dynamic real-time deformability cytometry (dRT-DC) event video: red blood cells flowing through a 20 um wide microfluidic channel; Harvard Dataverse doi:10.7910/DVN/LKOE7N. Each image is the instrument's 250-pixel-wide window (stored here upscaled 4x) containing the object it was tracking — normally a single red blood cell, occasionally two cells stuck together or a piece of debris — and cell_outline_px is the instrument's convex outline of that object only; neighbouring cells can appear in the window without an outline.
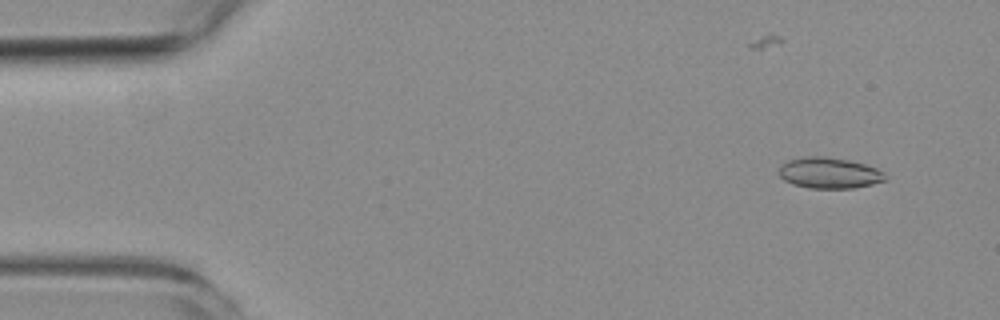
{"species": "common noctule bat (a hibernating species)", "species_latin": "Nyctalus noctula", "temperature_condition": "room temperature", "stored_images_in_passage": 5, "camera_frame_rate_fps": 3000, "um_per_image_px": 0.085, "animal": {"sex": "female", "body_mass_g": 19.3, "forearm_length_mm": 54.1}, "frame": {"image": 1, "passage_image": 2, "time_ms": 1.333, "image_size_px": [1000, 320], "cell_outline_px": [[888, 180], [856, 188], [808, 188], [792, 184], [784, 180], [780, 176], [780, 164], [788, 160], [804, 156], [824, 156], [848, 160], [864, 164], [876, 168], [884, 172], [888, 176]], "centroid_in_image_um": [70.51, 14.7], "position_along_channel_um": 14.5, "area_um2": 19.36}}
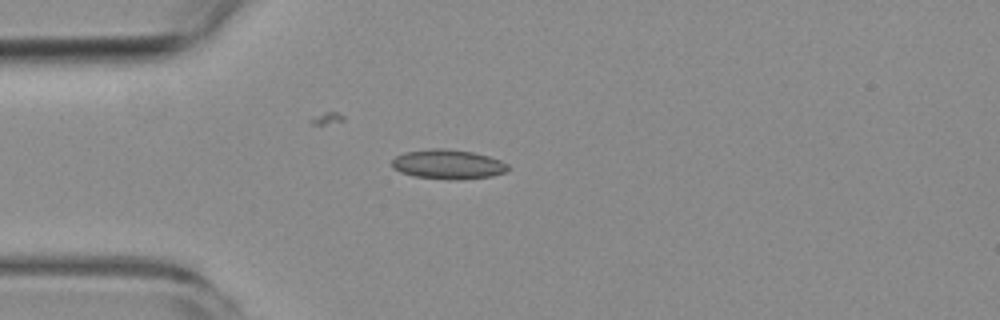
{"frame": {"image": 2, "passage_image": 5, "time_ms": 4.667, "image_size_px": [1000, 320], "cell_outline_px": [[512, 168], [504, 172], [492, 176], [460, 180], [448, 180], [412, 176], [400, 172], [392, 168], [392, 160], [396, 156], [404, 152], [432, 148], [444, 148], [472, 152], [488, 156], [500, 160], [508, 164]], "centroid_in_image_um": [38.08, 13.97], "position_along_channel_um": 46.9, "area_um2": 20.23}}